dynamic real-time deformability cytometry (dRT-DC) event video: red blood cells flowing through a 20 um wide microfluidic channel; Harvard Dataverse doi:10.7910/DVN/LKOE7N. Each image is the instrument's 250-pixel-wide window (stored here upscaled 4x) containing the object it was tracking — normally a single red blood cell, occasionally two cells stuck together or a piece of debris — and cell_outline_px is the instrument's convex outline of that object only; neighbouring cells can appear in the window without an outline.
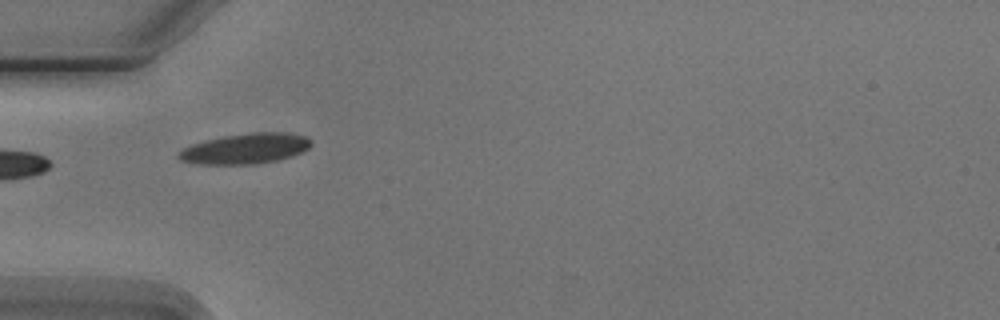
{"species": "Egyptian fruit bat (a non-hibernating species)", "species_latin": "Rousettus aegyptiacus", "temperature_condition": "cold", "stored_images_in_passage": 1, "camera_frame_rate_fps": 3000, "um_per_image_px": 0.085, "animal": {"sex": "male"}, "frame": {"image": 1, "passage_image": 1, "time_ms": 0.0, "image_size_px": [1000, 320], "cell_outline_px": [[312, 144], [304, 152], [292, 156], [276, 160], [252, 164], [200, 164], [180, 160], [176, 156], [184, 148], [192, 144], [224, 136], [252, 132], [288, 132], [308, 136], [312, 140]], "centroid_in_image_um": [20.93, 12.62], "position_along_channel_um": 64.1, "area_um2": 23.47}}